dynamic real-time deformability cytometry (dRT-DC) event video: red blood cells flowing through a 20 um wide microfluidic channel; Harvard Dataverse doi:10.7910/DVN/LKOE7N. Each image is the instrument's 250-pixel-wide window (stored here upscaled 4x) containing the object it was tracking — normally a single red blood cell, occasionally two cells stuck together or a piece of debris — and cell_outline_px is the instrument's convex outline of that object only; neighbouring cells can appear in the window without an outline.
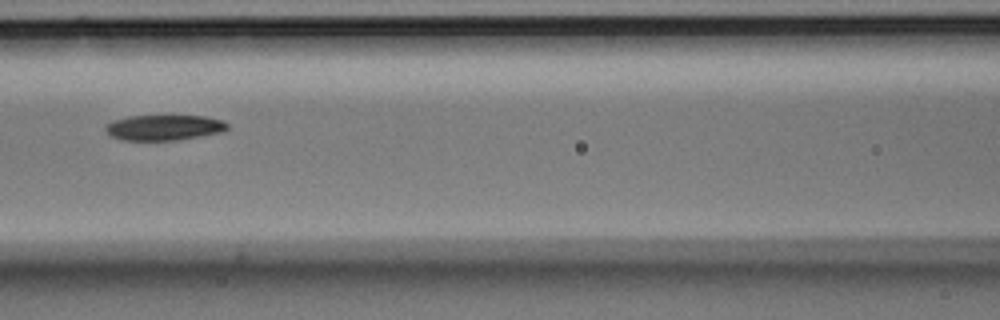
{"species": "Egyptian fruit bat (a non-hibernating species)", "species_latin": "Rousettus aegyptiacus", "temperature_condition": "room temperature", "stored_images_in_passage": 6, "camera_frame_rate_fps": 3000, "um_per_image_px": 0.085, "animal": {"sex": "male"}, "frame": {"image": 1, "passage_image": 6, "time_ms": 1.667, "image_size_px": [1000, 320], "cell_outline_px": [[228, 128], [224, 132], [176, 140], [120, 140], [112, 136], [104, 128], [112, 120], [128, 116], [204, 116], [224, 120], [228, 124]], "centroid_in_image_um": [13.97, 10.84], "position_along_channel_um": 152.6, "area_um2": 18.09}}